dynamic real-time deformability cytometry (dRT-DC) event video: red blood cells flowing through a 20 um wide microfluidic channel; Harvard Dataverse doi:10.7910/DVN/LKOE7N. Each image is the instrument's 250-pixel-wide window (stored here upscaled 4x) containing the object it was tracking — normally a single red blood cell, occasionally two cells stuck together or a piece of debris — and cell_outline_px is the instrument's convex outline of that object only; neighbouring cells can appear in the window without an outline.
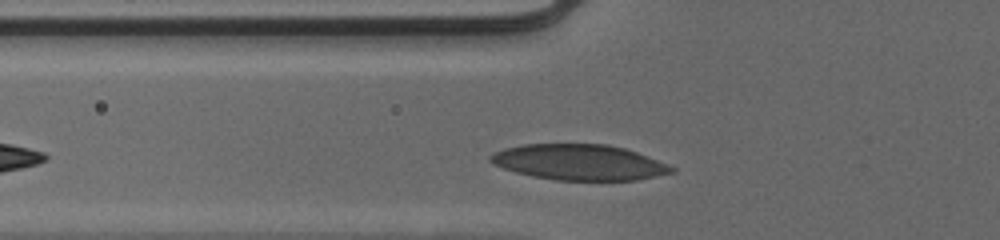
{"species": "human", "species_latin": "Homo sapiens", "temperature_condition": "cold", "stored_images_in_passage": 29, "camera_frame_rate_fps": 3000, "um_per_image_px": 0.085, "donor": {"sex": "male"}, "frame": {"image": 1, "passage_image": 4, "time_ms": 1.0, "image_size_px": [1000, 240], "cell_outline_px": [[676, 172], [636, 180], [556, 180], [532, 176], [516, 172], [492, 164], [488, 160], [488, 156], [504, 148], [524, 144], [604, 144], [624, 148], [636, 152], [668, 164], [676, 168]], "centroid_in_image_um": [49.23, 13.79], "position_along_channel_um": 76.6, "area_um2": 37.57}}
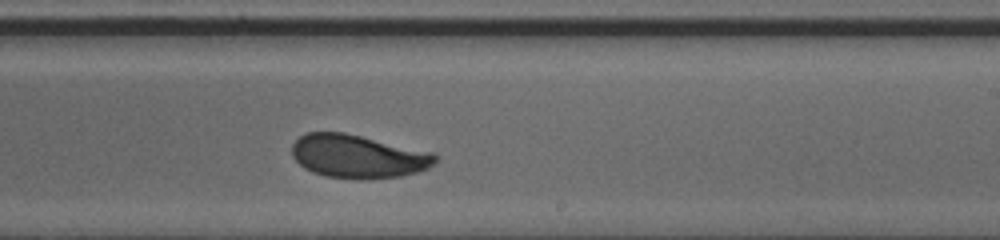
{"frame": {"image": 2, "passage_image": 18, "time_ms": 5.667, "image_size_px": [1000, 240], "cell_outline_px": [[440, 156], [428, 168], [416, 172], [400, 176], [364, 180], [356, 180], [324, 176], [312, 172], [304, 168], [292, 156], [292, 144], [300, 136], [308, 132], [344, 132], [432, 152]], "centroid_in_image_um": [30.41, 13.3], "position_along_channel_um": 258.6, "area_um2": 36.36}}
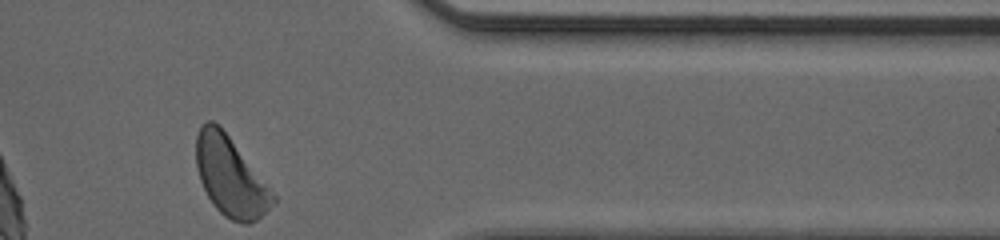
{"frame": {"image": 3, "passage_image": 29, "time_ms": 9.333, "image_size_px": [1000, 240], "cell_outline_px": [[276, 200], [256, 220], [248, 224], [240, 224], [224, 216], [212, 204], [200, 180], [196, 168], [196, 136], [200, 128], [208, 120], [212, 120], [228, 136], [276, 196]], "centroid_in_image_um": [19.55, 15.04], "position_along_channel_um": 391.8, "area_um2": 34.62}, "authors_computed_cell_mechanics": {"area_um2": 36.7608, "velocity_mm_per_s": 3.9356, "shape_relaxation_time_tau1_ms": 2.5153, "shape_relaxation_time_tau2_ms": 1.2769, "deformation_change_tau1": 0.1118, "deformation_change_tau2": 0.0558}}